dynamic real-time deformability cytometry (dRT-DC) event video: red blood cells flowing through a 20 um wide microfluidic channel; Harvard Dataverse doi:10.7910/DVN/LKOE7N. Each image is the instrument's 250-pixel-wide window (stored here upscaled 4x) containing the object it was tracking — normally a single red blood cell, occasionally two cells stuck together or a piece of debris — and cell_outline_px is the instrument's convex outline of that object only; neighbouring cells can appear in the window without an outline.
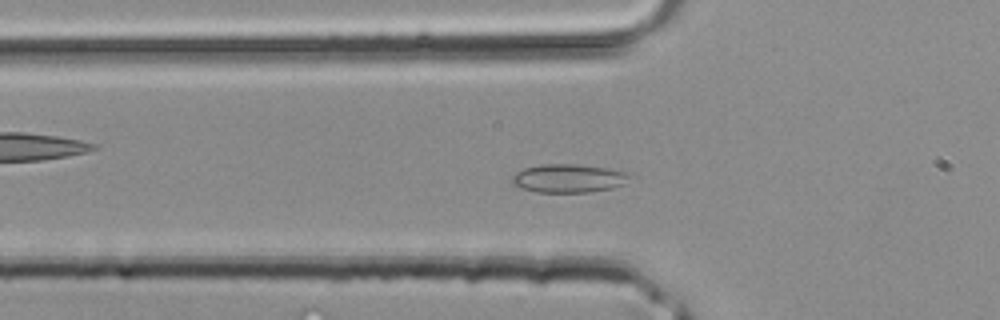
{"species": "common noctule bat (a hibernating species)", "species_latin": "Nyctalus noctula", "temperature_condition": "room temperature", "stored_images_in_passage": 37, "camera_frame_rate_fps": 3000, "um_per_image_px": 0.085, "animal": {"sex": "male", "body_mass_g": 20.4}, "frame": {"image": 1, "passage_image": 11, "time_ms": 3.333, "image_size_px": [1000, 320], "cell_outline_px": [[628, 176], [624, 184], [612, 188], [588, 192], [536, 192], [520, 188], [512, 184], [512, 176], [516, 172], [524, 168], [540, 164], [576, 164], [608, 168], [624, 172]], "centroid_in_image_um": [48.25, 15.16], "position_along_channel_um": 77.6, "area_um2": 19.36}}
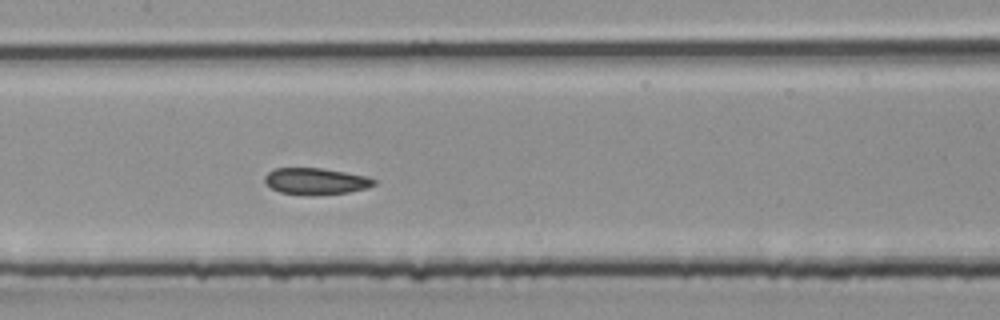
{"frame": {"image": 2, "passage_image": 17, "time_ms": 5.333, "image_size_px": [1000, 320], "cell_outline_px": [[376, 184], [368, 188], [348, 192], [312, 196], [280, 192], [272, 188], [264, 180], [264, 176], [268, 172], [276, 168], [320, 168], [368, 176], [376, 180]], "centroid_in_image_um": [26.87, 15.41], "position_along_channel_um": 180.5, "area_um2": 16.94}}
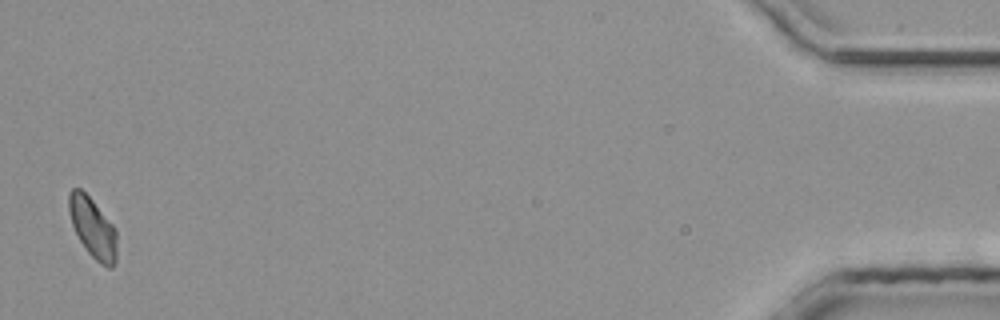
{"frame": {"image": 3, "passage_image": 37, "time_ms": 12.0, "image_size_px": [1000, 320], "cell_outline_px": [[116, 264], [112, 268], [108, 268], [100, 264], [88, 252], [80, 240], [72, 224], [68, 212], [68, 192], [72, 188], [80, 188], [92, 200], [116, 228]], "centroid_in_image_um": [7.88, 19.37], "position_along_channel_um": 427.3, "area_um2": 16.82}}